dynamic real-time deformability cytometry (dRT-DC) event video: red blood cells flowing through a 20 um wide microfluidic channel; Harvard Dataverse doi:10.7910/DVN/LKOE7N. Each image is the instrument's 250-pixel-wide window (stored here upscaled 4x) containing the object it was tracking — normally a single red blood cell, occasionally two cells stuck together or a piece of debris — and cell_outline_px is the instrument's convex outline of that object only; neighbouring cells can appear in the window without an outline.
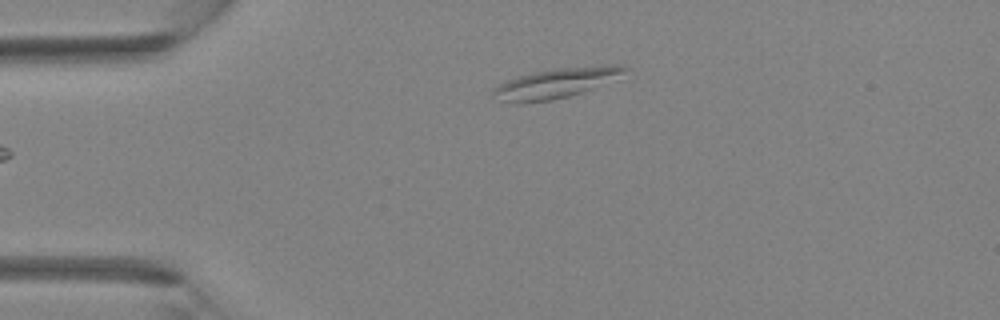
{"species": "Egyptian fruit bat (a non-hibernating species)", "species_latin": "Rousettus aegyptiacus", "temperature_condition": "room temperature", "stored_images_in_passage": 4, "camera_frame_rate_fps": 3000, "um_per_image_px": 0.085, "animal": {"sex": "female"}, "frame": {"image": 1, "passage_image": 4, "time_ms": 1.0, "image_size_px": [1000, 320], "cell_outline_px": [[632, 68], [592, 88], [568, 96], [552, 100], [520, 104], [512, 104], [500, 100], [492, 92], [492, 88], [508, 80], [532, 72], [560, 68], [604, 64], [620, 64]], "centroid_in_image_um": [47.22, 7.06], "position_along_channel_um": 37.8, "area_um2": 22.66}}